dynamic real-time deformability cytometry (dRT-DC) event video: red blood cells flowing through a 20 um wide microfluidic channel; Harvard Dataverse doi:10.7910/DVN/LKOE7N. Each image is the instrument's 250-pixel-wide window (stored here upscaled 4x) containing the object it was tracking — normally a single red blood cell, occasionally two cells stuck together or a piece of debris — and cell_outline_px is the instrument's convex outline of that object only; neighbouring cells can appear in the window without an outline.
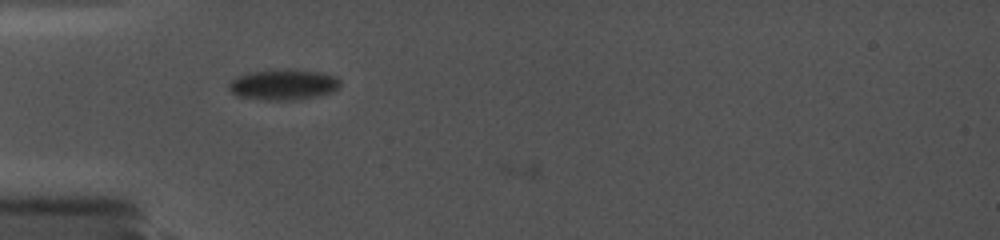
{"species": "common noctule bat (a hibernating species)", "species_latin": "Nyctalus noctula", "temperature_condition": "cold", "stored_images_in_passage": 19, "camera_frame_rate_fps": 5000, "um_per_image_px": 0.085, "animal": {"sex": "female", "body_mass_g": 19.0, "forearm_length_mm": 56.7}, "frame": {"image": 1, "passage_image": 18, "time_ms": 3.0, "image_size_px": [1000, 240], "cell_outline_px": [[340, 88], [336, 92], [320, 96], [300, 100], [260, 100], [236, 96], [228, 88], [228, 84], [232, 80], [240, 76], [252, 72], [316, 72], [336, 76], [340, 80]], "centroid_in_image_um": [24.14, 7.27], "position_along_channel_um": 60.9, "area_um2": 19.31}}